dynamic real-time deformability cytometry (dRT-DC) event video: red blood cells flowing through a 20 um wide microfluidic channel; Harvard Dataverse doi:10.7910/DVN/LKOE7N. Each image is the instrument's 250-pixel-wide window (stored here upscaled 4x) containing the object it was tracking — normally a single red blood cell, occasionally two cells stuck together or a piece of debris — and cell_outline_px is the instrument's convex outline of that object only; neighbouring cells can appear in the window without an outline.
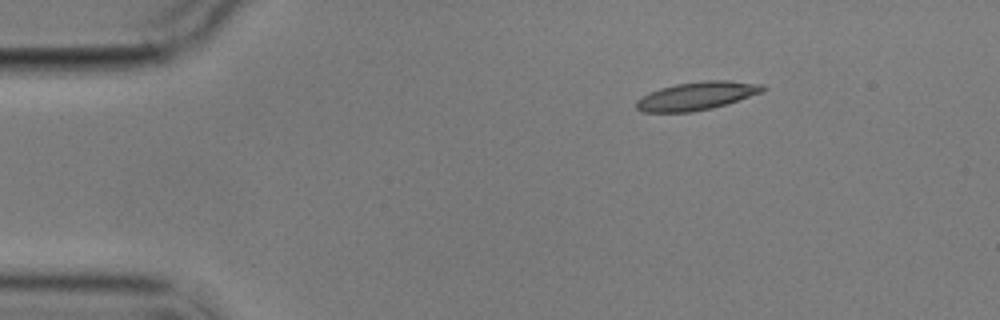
{"species": "common noctule bat (a hibernating species)", "species_latin": "Nyctalus noctula", "temperature_condition": "cold", "stored_images_in_passage": 4, "camera_frame_rate_fps": 3000, "um_per_image_px": 0.085, "animal": {"sex": "male", "body_mass_g": 17.9}, "frame": {"image": 1, "passage_image": 1, "time_ms": 0.0, "image_size_px": [1000, 320], "cell_outline_px": [[768, 88], [760, 92], [712, 108], [692, 112], [640, 112], [636, 108], [636, 100], [660, 88], [676, 84], [708, 80], [728, 80], [764, 84]], "centroid_in_image_um": [59.21, 8.15], "position_along_channel_um": 25.8, "area_um2": 20.46}}